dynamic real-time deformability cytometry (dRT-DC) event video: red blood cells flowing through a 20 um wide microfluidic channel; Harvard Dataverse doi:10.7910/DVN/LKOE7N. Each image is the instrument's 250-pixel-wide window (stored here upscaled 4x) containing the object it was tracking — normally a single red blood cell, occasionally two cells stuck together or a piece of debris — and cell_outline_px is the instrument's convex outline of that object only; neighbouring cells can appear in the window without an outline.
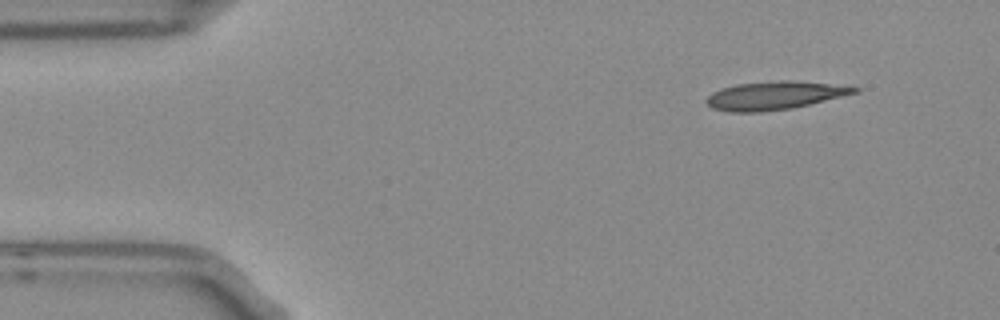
{"species": "Egyptian fruit bat (a non-hibernating species)", "species_latin": "Rousettus aegyptiacus", "temperature_condition": "room temperature", "stored_images_in_passage": 6, "segment_of_instrument_passage": [2, 2], "camera_frame_rate_fps": 3000, "um_per_image_px": 0.085, "frame": {"image": 1, "passage_image": 6, "time_ms": 1.667, "image_size_px": [1000, 320], "cell_outline_px": [[860, 88], [856, 92], [792, 108], [760, 112], [728, 112], [712, 108], [704, 100], [712, 92], [720, 88], [736, 84], [780, 80], [788, 80], [828, 84]], "centroid_in_image_um": [65.71, 8.12], "position_along_channel_um": 19.3, "area_um2": 23.93}}